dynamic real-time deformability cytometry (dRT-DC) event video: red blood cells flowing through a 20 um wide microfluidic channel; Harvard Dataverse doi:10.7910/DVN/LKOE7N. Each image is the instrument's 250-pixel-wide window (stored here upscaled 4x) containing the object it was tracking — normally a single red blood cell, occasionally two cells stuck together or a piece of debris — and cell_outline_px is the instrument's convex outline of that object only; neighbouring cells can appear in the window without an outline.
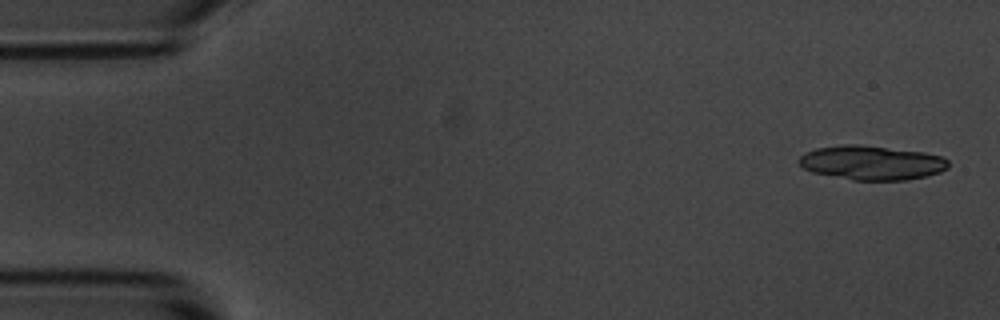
{"species": "common noctule bat (a hibernating species)", "species_latin": "Nyctalus noctula", "temperature_condition": "room temperature", "stored_images_in_passage": 6, "camera_frame_rate_fps": 3000, "um_per_image_px": 0.085, "animal": {"sex": "male", "body_mass_g": 20.1, "forearm_length_mm": 53.5}, "frame": {"image": 1, "passage_image": 1, "time_ms": 0.0, "image_size_px": [1000, 320], "cell_outline_px": [[948, 168], [940, 172], [908, 180], [852, 180], [812, 172], [804, 168], [796, 160], [800, 156], [816, 148], [848, 144], [860, 144], [924, 152], [944, 156], [948, 160]], "centroid_in_image_um": [74.11, 13.83], "position_along_channel_um": 10.9, "area_um2": 29.88}}